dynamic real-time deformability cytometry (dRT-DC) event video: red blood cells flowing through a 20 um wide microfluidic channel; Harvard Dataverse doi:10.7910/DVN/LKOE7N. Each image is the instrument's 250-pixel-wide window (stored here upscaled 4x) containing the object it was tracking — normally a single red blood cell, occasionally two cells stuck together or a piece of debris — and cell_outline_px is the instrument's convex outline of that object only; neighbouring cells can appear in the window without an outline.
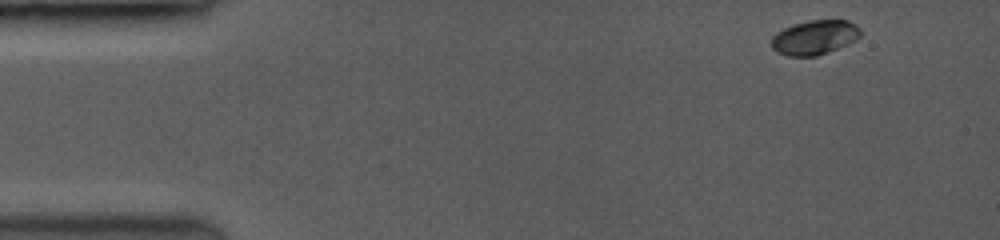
{"species": "common noctule bat (a hibernating species)", "species_latin": "Nyctalus noctula", "temperature_condition": "room temperature", "stored_images_in_passage": 9, "camera_frame_rate_fps": 3500, "um_per_image_px": 0.085, "animal": {"sex": "female", "body_mass_g": 19.0, "forearm_length_mm": 53.3}, "frame": {"image": 1, "passage_image": 1, "time_ms": 0.0, "image_size_px": [1000, 240], "cell_outline_px": [[860, 36], [836, 48], [816, 56], [788, 56], [776, 52], [772, 48], [772, 36], [784, 28], [796, 24], [812, 20], [848, 20], [856, 24], [860, 28]], "centroid_in_image_um": [69.21, 3.17], "position_along_channel_um": 15.8, "area_um2": 17.46}}
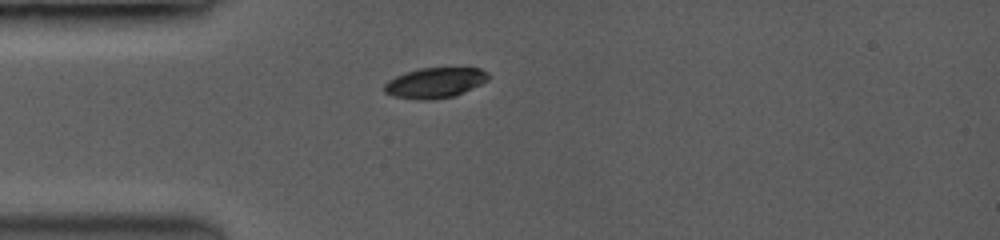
{"frame": {"image": 2, "passage_image": 6, "time_ms": 3.143, "image_size_px": [1000, 240], "cell_outline_px": [[488, 80], [480, 84], [452, 96], [396, 96], [384, 92], [384, 84], [388, 80], [396, 76], [420, 68], [480, 68], [488, 76]], "centroid_in_image_um": [36.98, 6.96], "position_along_channel_um": 48.0, "area_um2": 16.94}}
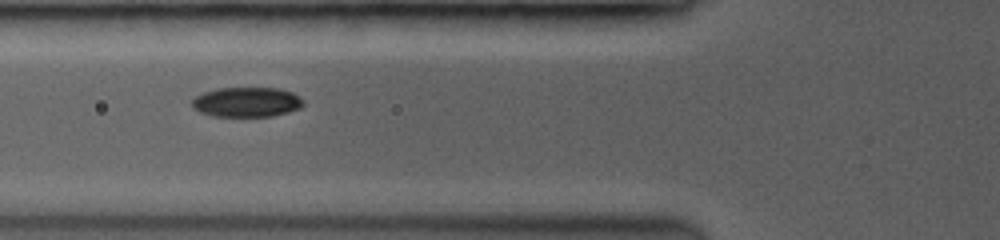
{"frame": {"image": 3, "passage_image": 8, "time_ms": 4.857, "image_size_px": [1000, 240], "cell_outline_px": [[304, 104], [300, 108], [288, 112], [272, 116], [216, 116], [200, 112], [192, 104], [192, 100], [196, 96], [204, 92], [220, 88], [276, 88], [292, 92]], "centroid_in_image_um": [20.96, 8.67], "position_along_channel_um": 104.8, "area_um2": 18.96}}